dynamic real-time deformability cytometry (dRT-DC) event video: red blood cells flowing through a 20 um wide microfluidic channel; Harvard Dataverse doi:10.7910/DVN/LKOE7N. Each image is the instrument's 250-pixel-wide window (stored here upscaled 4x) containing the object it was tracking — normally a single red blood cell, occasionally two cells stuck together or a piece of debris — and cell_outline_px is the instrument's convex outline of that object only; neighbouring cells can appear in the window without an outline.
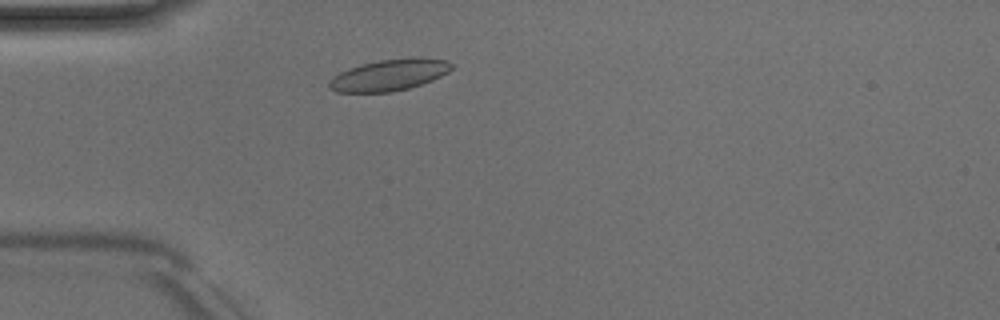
{"species": "Egyptian fruit bat (a non-hibernating species)", "species_latin": "Rousettus aegyptiacus", "temperature_condition": "room temperature", "stored_images_in_passage": 1, "camera_frame_rate_fps": 3000, "um_per_image_px": 0.085, "animal": {"sex": "male"}, "frame": {"image": 1, "passage_image": 1, "time_ms": 0.0, "image_size_px": [1000, 320], "cell_outline_px": [[452, 68], [448, 72], [432, 80], [408, 88], [392, 92], [336, 92], [328, 88], [328, 80], [332, 76], [348, 68], [380, 60], [416, 56], [448, 60], [452, 64]], "centroid_in_image_um": [33.07, 6.36], "position_along_channel_um": 51.9, "area_um2": 22.54}}